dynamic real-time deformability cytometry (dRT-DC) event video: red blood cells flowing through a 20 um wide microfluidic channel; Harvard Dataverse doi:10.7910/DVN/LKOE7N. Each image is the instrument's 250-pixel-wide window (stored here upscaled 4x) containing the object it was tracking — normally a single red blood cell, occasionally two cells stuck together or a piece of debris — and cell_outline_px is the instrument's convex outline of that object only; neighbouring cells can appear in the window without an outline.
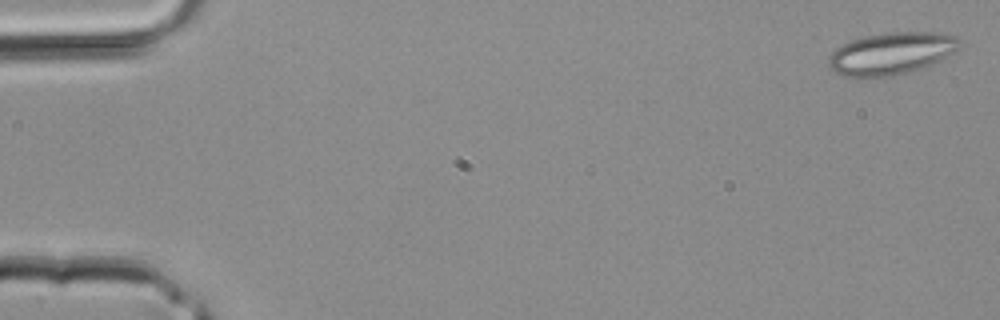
{"species": "common noctule bat (a hibernating species)", "species_latin": "Nyctalus noctula", "temperature_condition": "room temperature", "stored_images_in_passage": 29, "segment_of_instrument_passage": [1, 2], "camera_frame_rate_fps": 3000, "um_per_image_px": 0.085, "animal": {"sex": "male", "body_mass_g": 20.4}, "frame": {"image": 1, "passage_image": 1, "time_ms": 0.0, "image_size_px": [1000, 320], "cell_outline_px": [[960, 48], [920, 68], [896, 76], [840, 76], [828, 64], [828, 60], [832, 52], [836, 48], [852, 40], [864, 36], [892, 32], [936, 32], [956, 36], [960, 40]], "centroid_in_image_um": [75.74, 4.53], "position_along_channel_um": 9.3, "area_um2": 31.56}}